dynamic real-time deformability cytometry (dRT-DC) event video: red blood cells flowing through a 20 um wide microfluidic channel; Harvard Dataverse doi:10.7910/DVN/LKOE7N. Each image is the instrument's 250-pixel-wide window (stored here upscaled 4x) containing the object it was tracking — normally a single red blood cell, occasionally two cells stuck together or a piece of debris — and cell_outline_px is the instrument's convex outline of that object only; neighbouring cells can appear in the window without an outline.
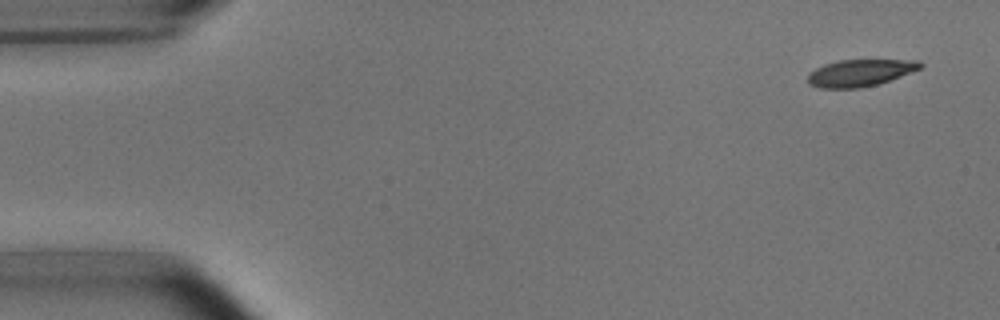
{"species": "common noctule bat (a hibernating species)", "species_latin": "Nyctalus noctula", "temperature_condition": "room temperature", "stored_images_in_passage": 4, "camera_frame_rate_fps": 3000, "um_per_image_px": 0.085, "animal": {"sex": "male", "body_mass_g": 15.6}, "frame": {"image": 1, "passage_image": 1, "time_ms": 0.0, "image_size_px": [1000, 320], "cell_outline_px": [[924, 64], [920, 68], [880, 84], [860, 88], [820, 88], [808, 84], [808, 72], [824, 64], [840, 60], [920, 60]], "centroid_in_image_um": [73.09, 6.19], "position_along_channel_um": 11.9, "area_um2": 17.69}}
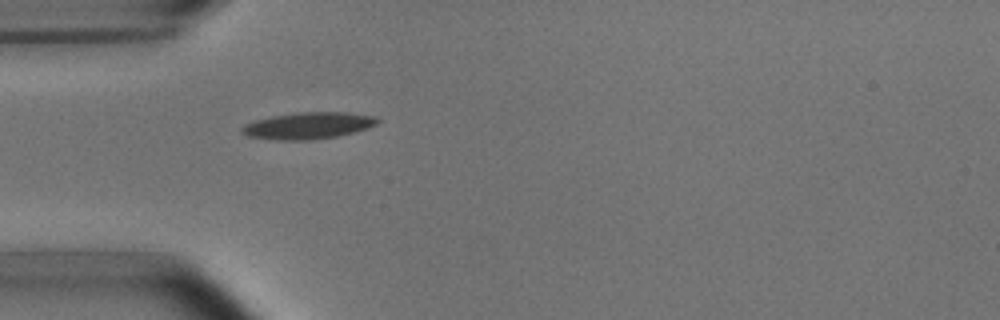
{"frame": {"image": 2, "passage_image": 4, "time_ms": 4.333, "image_size_px": [1000, 320], "cell_outline_px": [[380, 120], [376, 124], [368, 128], [336, 136], [308, 140], [280, 140], [248, 136], [240, 132], [240, 128], [244, 124], [252, 120], [272, 116], [300, 112], [348, 112], [376, 116]], "centroid_in_image_um": [26.17, 10.66], "position_along_channel_um": 58.8, "area_um2": 21.1}}